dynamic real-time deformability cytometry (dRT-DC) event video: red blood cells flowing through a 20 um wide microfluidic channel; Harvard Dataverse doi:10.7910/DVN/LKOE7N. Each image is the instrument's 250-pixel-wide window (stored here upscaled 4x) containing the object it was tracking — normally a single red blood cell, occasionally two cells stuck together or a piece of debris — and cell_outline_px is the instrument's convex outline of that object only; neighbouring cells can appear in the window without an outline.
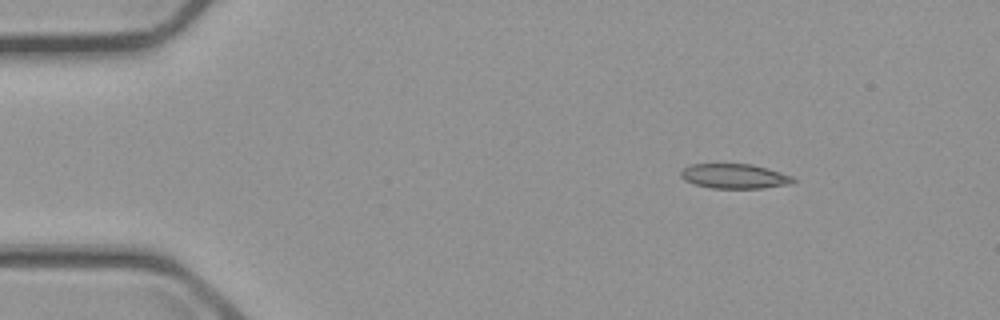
{"species": "common noctule bat (a hibernating species)", "species_latin": "Nyctalus noctula", "temperature_condition": "cold", "stored_images_in_passage": 4, "camera_frame_rate_fps": 3000, "um_per_image_px": 0.085, "animal": {"sex": "male", "body_mass_g": 23.1, "forearm_length_mm": 52.7}, "frame": {"image": 1, "passage_image": 1, "time_ms": 0.0, "image_size_px": [1000, 320], "cell_outline_px": [[796, 180], [792, 184], [764, 188], [712, 188], [696, 184], [684, 180], [680, 176], [680, 172], [684, 168], [692, 164], [752, 164], [768, 168], [792, 176]], "centroid_in_image_um": [62.46, 14.98], "position_along_channel_um": 22.5, "area_um2": 16.18}}